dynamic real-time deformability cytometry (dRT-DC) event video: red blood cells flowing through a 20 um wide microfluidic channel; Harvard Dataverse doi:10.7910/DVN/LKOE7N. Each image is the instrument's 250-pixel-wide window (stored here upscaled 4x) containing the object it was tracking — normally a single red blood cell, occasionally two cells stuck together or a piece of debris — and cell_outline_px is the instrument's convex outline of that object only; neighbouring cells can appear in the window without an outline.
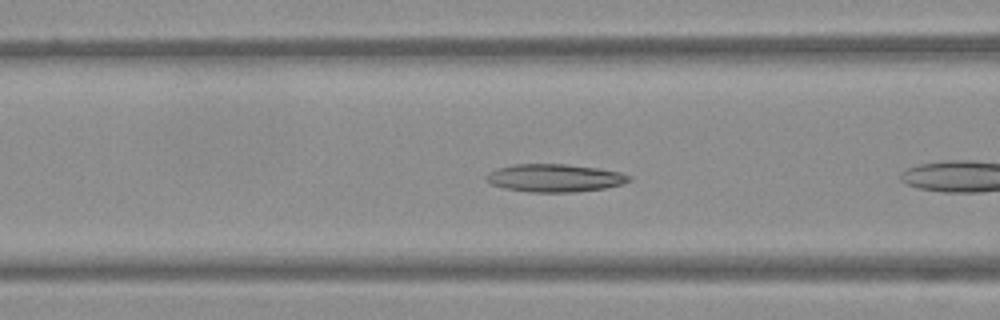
{"species": "Egyptian fruit bat (a non-hibernating species)", "species_latin": "Rousettus aegyptiacus", "temperature_condition": "warm", "stored_images_in_passage": 6, "camera_frame_rate_fps": 3000, "um_per_image_px": 0.085, "frame": {"image": 1, "passage_image": 5, "time_ms": 1.333, "image_size_px": [1000, 320], "cell_outline_px": [[632, 180], [624, 184], [604, 188], [572, 192], [528, 192], [504, 188], [492, 184], [484, 176], [488, 172], [496, 168], [516, 164], [568, 164], [596, 168], [620, 172], [632, 176]], "centroid_in_image_um": [47.16, 15.12], "position_along_channel_um": 119.4, "area_um2": 23.24}}